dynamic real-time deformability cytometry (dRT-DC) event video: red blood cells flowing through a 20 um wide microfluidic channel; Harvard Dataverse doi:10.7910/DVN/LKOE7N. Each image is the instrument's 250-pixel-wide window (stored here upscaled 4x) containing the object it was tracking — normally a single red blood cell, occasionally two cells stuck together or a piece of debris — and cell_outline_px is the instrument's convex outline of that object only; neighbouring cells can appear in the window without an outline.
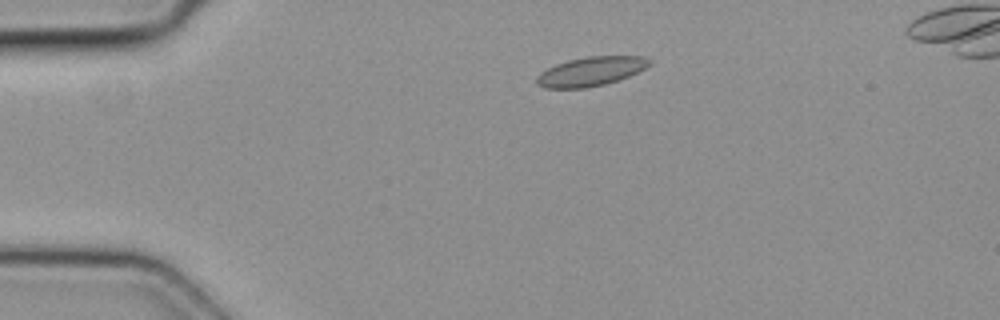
{"species": "common noctule bat (a hibernating species)", "species_latin": "Nyctalus noctula", "temperature_condition": "cold", "stored_images_in_passage": 39, "camera_frame_rate_fps": 3000, "um_per_image_px": 0.085, "animal": {"sex": "female", "body_mass_g": 19.3, "forearm_length_mm": 54.1}, "frame": {"image": 1, "passage_image": 1, "time_ms": 0.0, "image_size_px": [1000, 320], "cell_outline_px": [[652, 64], [628, 76], [604, 84], [584, 88], [544, 88], [536, 84], [536, 76], [540, 72], [556, 64], [568, 60], [588, 56], [644, 56], [652, 60]], "centroid_in_image_um": [50.2, 6.06], "position_along_channel_um": 34.8, "area_um2": 19.07}}
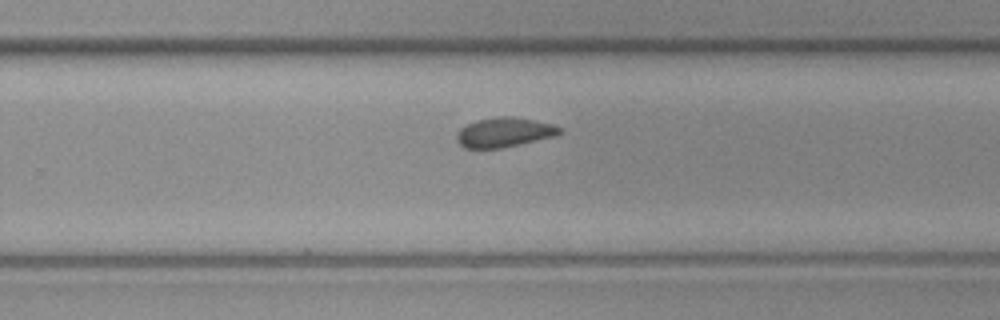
{"frame": {"image": 2, "passage_image": 22, "time_ms": 7.0, "image_size_px": [1000, 320], "cell_outline_px": [[564, 132], [556, 136], [504, 148], [464, 148], [456, 140], [456, 132], [460, 128], [476, 120], [500, 116], [512, 116], [552, 124], [560, 128]], "centroid_in_image_um": [42.85, 11.26], "position_along_channel_um": 286.9, "area_um2": 17.86}}
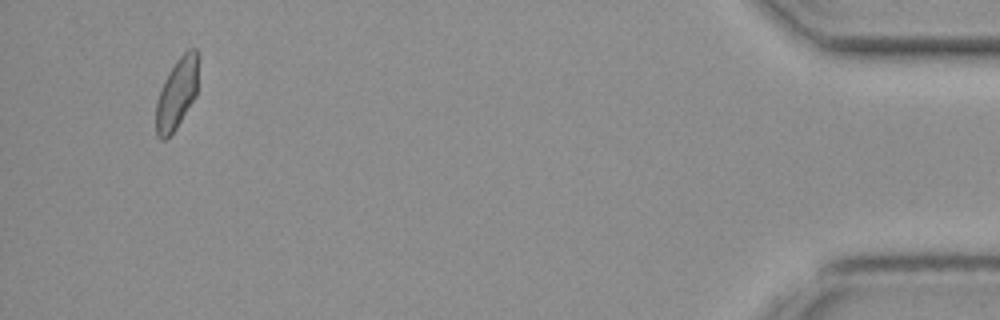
{"frame": {"image": 3, "passage_image": 37, "time_ms": 12.0, "image_size_px": [1000, 320], "cell_outline_px": [[200, 56], [196, 96], [176, 128], [164, 140], [156, 132], [156, 100], [164, 80], [176, 60], [188, 48], [196, 48]], "centroid_in_image_um": [15.07, 7.86], "position_along_channel_um": 420.1, "area_um2": 17.63}}